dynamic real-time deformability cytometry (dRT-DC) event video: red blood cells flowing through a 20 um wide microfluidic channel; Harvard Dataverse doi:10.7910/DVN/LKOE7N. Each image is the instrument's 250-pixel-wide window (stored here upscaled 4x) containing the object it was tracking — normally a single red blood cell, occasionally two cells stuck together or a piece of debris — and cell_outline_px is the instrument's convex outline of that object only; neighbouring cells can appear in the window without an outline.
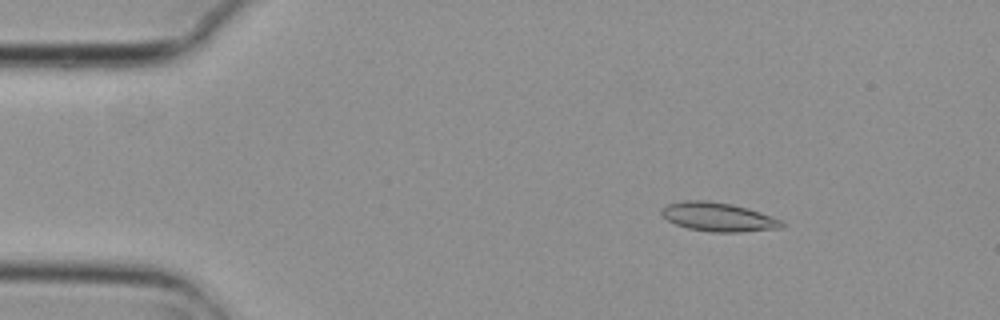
{"species": "common noctule bat (a hibernating species)", "species_latin": "Nyctalus noctula", "temperature_condition": "cold", "stored_images_in_passage": 5, "camera_frame_rate_fps": 3000, "um_per_image_px": 0.085, "animal": {"sex": "female", "body_mass_g": 29.2, "forearm_length_mm": 56.3}, "frame": {"image": 1, "passage_image": 2, "time_ms": 0.333, "image_size_px": [1000, 320], "cell_outline_px": [[784, 228], [740, 232], [712, 232], [688, 228], [676, 224], [660, 216], [660, 208], [668, 204], [684, 200], [708, 200], [732, 204], [748, 208], [780, 220], [784, 224]], "centroid_in_image_um": [61.0, 18.44], "position_along_channel_um": 24.0, "area_um2": 20.29}}